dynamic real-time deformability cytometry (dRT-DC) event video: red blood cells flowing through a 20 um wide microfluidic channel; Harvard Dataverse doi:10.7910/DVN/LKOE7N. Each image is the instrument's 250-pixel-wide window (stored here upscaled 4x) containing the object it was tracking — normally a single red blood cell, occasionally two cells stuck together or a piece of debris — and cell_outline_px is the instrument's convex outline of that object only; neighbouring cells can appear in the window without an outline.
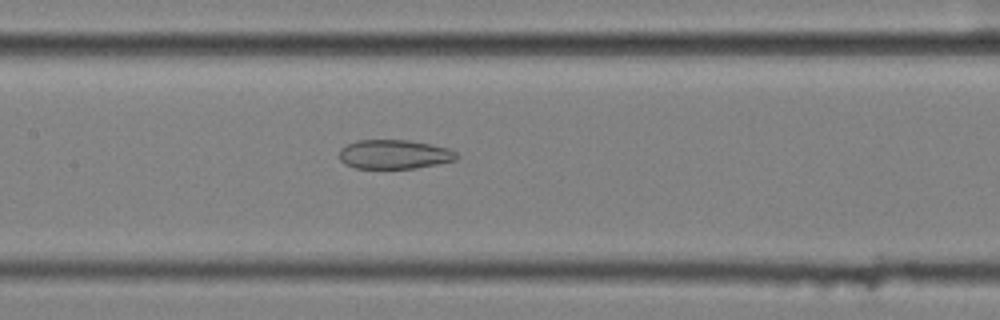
{"species": "common noctule bat (a hibernating species)", "species_latin": "Nyctalus noctula", "temperature_condition": "cold", "stored_images_in_passage": 57, "camera_frame_rate_fps": 3000, "um_per_image_px": 0.085, "animal": {"sex": "female", "body_mass_g": 25.1}, "frame": {"image": 1, "passage_image": 28, "time_ms": 9.0, "image_size_px": [1000, 320], "cell_outline_px": [[460, 156], [456, 160], [416, 168], [356, 168], [344, 164], [340, 160], [340, 148], [356, 140], [408, 140], [448, 148], [456, 152]], "centroid_in_image_um": [33.51, 13.12], "position_along_channel_um": 173.9, "area_um2": 19.88}}
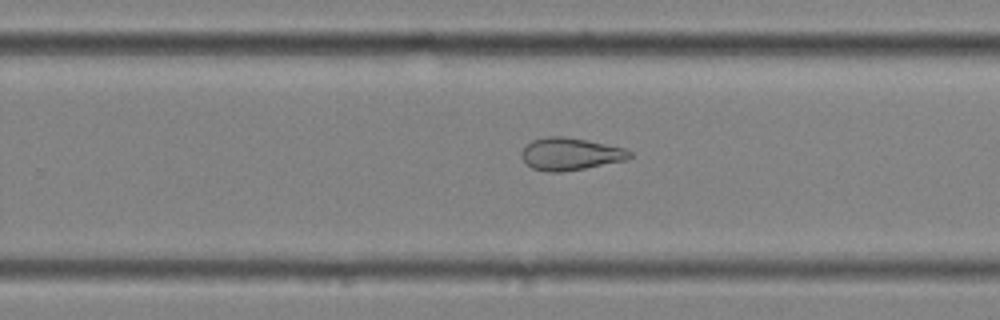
{"frame": {"image": 2, "passage_image": 37, "time_ms": 12.0, "image_size_px": [1000, 320], "cell_outline_px": [[632, 156], [628, 160], [584, 168], [560, 172], [548, 172], [532, 168], [520, 156], [520, 152], [532, 140], [548, 136], [564, 136], [624, 148], [632, 152]], "centroid_in_image_um": [48.47, 13.09], "position_along_channel_um": 281.3, "area_um2": 20.23}}
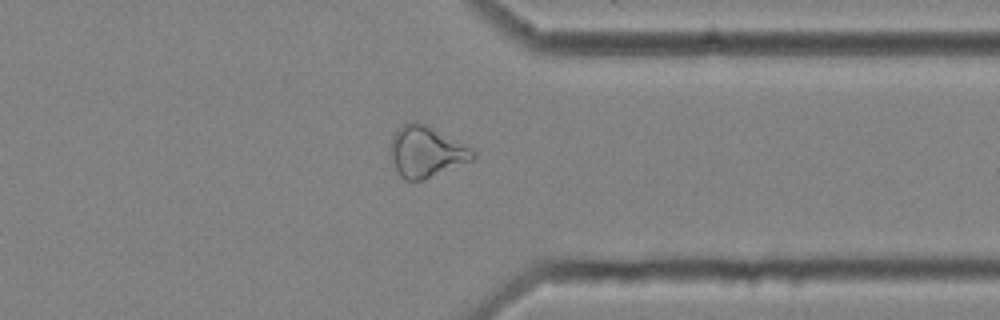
{"frame": {"image": 3, "passage_image": 45, "time_ms": 14.667, "image_size_px": [1000, 320], "cell_outline_px": [[476, 156], [472, 160], [424, 180], [404, 180], [400, 176], [392, 160], [392, 136], [396, 128], [404, 124], [416, 120], [472, 148], [476, 152]], "centroid_in_image_um": [36.23, 12.9], "position_along_channel_um": 375.2, "area_um2": 24.16}, "authors_computed_cell_mechanics": {"area_um2": 26.5302, "velocity_mm_per_s": 3.588, "shape_relaxation_time_tau1_ms": null, "shape_relaxation_time_tau2_ms": 3.2835, "deformation_change_tau1": null, "deformation_change_tau2": 0.1141}}